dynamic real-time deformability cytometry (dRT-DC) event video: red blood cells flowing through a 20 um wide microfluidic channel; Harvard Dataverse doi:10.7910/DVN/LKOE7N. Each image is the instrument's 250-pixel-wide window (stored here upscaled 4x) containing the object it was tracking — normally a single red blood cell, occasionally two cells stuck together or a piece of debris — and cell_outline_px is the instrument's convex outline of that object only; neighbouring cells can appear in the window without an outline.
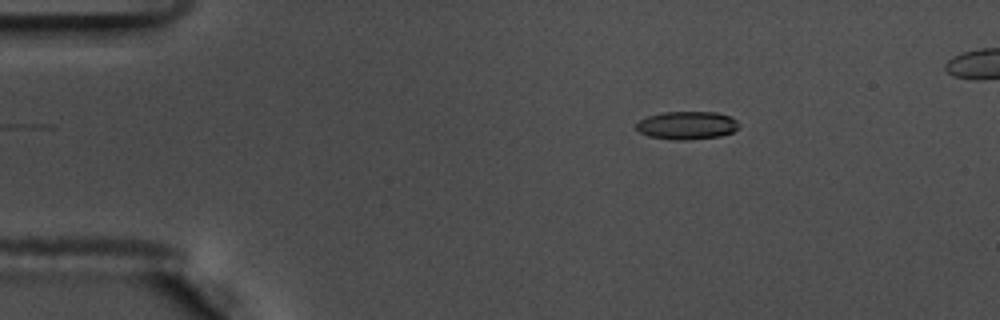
{"species": "common noctule bat (a hibernating species)", "species_latin": "Nyctalus noctula", "temperature_condition": "warm", "stored_images_in_passage": 48, "camera_frame_rate_fps": 3000, "um_per_image_px": 0.085, "animal": {"sex": "male", "body_mass_g": 17.5, "forearm_length_mm": 52.3}, "frame": {"image": 1, "passage_image": 2, "time_ms": 0.333, "image_size_px": [1000, 320], "cell_outline_px": [[740, 124], [732, 132], [720, 136], [684, 140], [680, 140], [648, 136], [640, 132], [636, 128], [636, 124], [640, 120], [648, 116], [664, 112], [716, 112], [728, 116], [736, 120]], "centroid_in_image_um": [58.38, 10.65], "position_along_channel_um": 26.6, "area_um2": 16.53}}
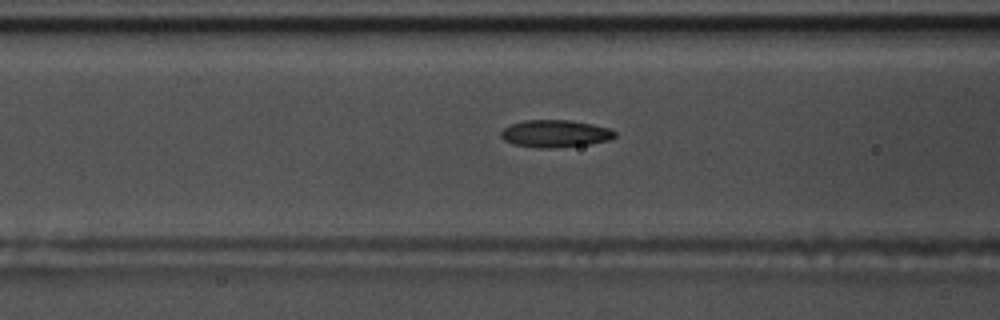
{"frame": {"image": 2, "passage_image": 15, "time_ms": 4.667, "image_size_px": [1000, 320], "cell_outline_px": [[616, 136], [608, 140], [588, 144], [552, 148], [540, 148], [512, 144], [504, 140], [500, 136], [500, 132], [504, 128], [512, 124], [524, 120], [568, 120], [592, 124], [608, 128], [616, 132]], "centroid_in_image_um": [47.16, 11.36], "position_along_channel_um": 119.4, "area_um2": 18.03}}
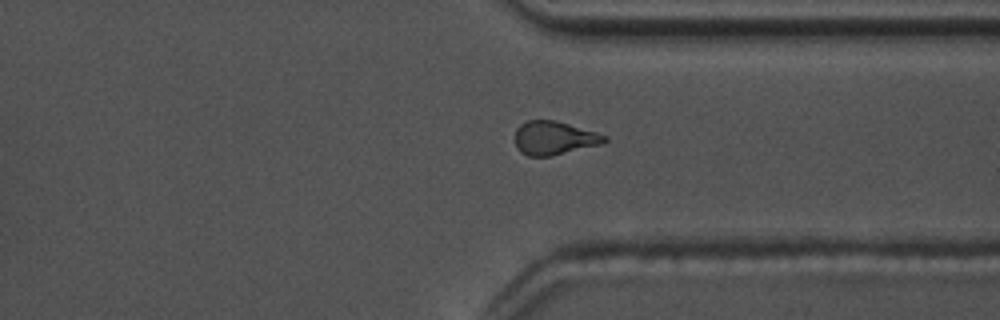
{"frame": {"image": 3, "passage_image": 35, "time_ms": 11.333, "image_size_px": [1000, 320], "cell_outline_px": [[608, 140], [604, 144], [548, 156], [528, 156], [520, 152], [516, 148], [516, 128], [520, 124], [528, 120], [556, 120], [596, 132], [608, 136]], "centroid_in_image_um": [47.12, 11.73], "position_along_channel_um": 364.3, "area_um2": 17.57}}